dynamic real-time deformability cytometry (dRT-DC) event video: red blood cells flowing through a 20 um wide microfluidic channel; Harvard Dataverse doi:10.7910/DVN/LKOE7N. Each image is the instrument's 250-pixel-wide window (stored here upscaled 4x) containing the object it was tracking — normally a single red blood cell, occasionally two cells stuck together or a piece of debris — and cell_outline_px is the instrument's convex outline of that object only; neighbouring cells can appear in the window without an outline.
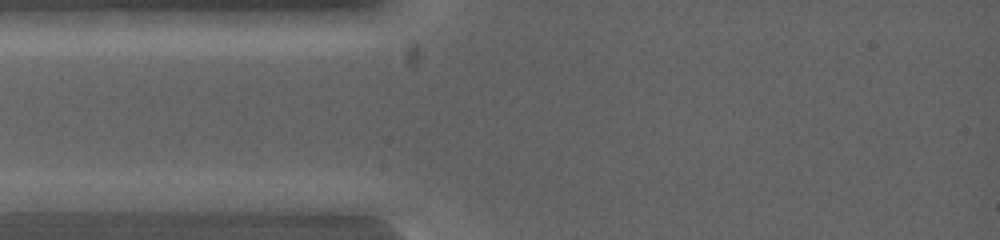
{"species": "common noctule bat (a hibernating species)", "species_latin": "Nyctalus noctula", "temperature_condition": "warm", "stored_images_in_passage": 6, "camera_frame_rate_fps": 5000, "um_per_image_px": 0.085, "animal": {"sex": "female", "body_mass_g": 19.0, "forearm_length_mm": 53.3}, "frame": {"image": 1, "passage_image": 3, "time_ms": 0.6, "image_size_px": [1000, 240], "cell_outline_px": [[140, 200], [132, 212], [16, 212], [12, 200], [44, 192], [124, 192]], "centroid_in_image_um": [6.52, 17.21], "position_along_channel_um": 78.5, "area_um2": 16.59}}